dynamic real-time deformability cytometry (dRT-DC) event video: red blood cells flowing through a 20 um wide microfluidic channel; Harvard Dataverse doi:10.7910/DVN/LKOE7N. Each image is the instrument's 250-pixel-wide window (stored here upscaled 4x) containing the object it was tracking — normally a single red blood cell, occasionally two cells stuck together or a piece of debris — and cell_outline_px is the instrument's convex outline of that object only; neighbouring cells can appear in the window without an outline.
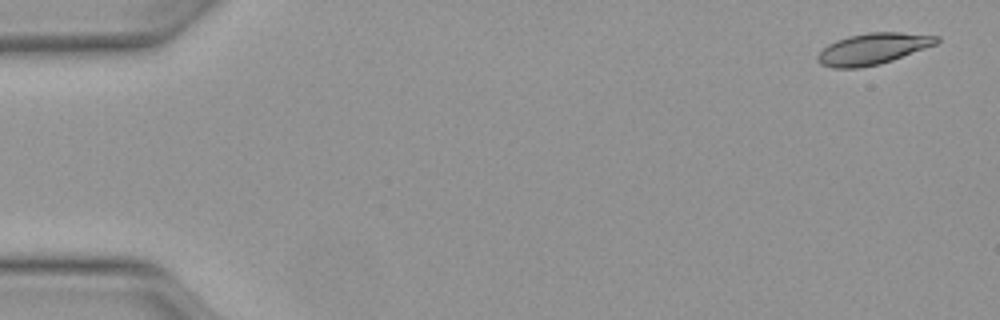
{"species": "Egyptian fruit bat (a non-hibernating species)", "species_latin": "Rousettus aegyptiacus", "temperature_condition": "warm", "stored_images_in_passage": 49, "camera_frame_rate_fps": 3000, "um_per_image_px": 0.085, "animal": {"sex": "female"}, "frame": {"image": 1, "passage_image": 1, "time_ms": 0.0, "image_size_px": [1000, 320], "cell_outline_px": [[940, 40], [936, 44], [892, 60], [880, 64], [860, 68], [832, 68], [820, 64], [816, 60], [816, 56], [828, 44], [836, 40], [848, 36], [868, 32], [900, 32], [940, 36]], "centroid_in_image_um": [74.17, 4.15], "position_along_channel_um": 10.8, "area_um2": 21.73}}
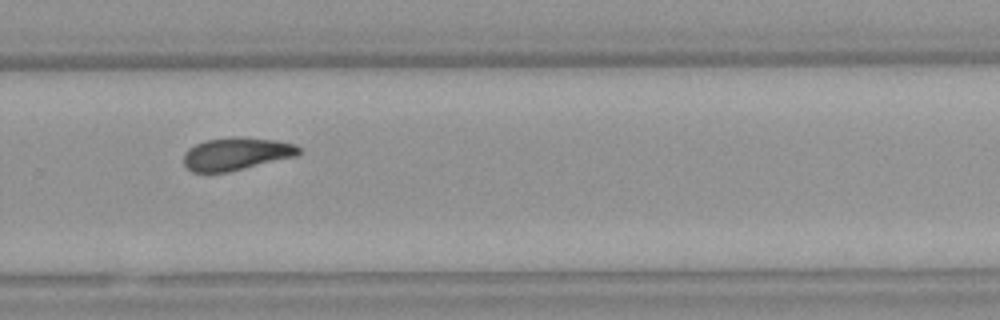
{"frame": {"image": 2, "passage_image": 33, "time_ms": 10.667, "image_size_px": [1000, 320], "cell_outline_px": [[304, 152], [300, 156], [228, 172], [192, 172], [184, 164], [184, 152], [188, 148], [204, 140], [236, 136], [276, 140], [296, 144]], "centroid_in_image_um": [20.15, 13.07], "position_along_channel_um": 309.6, "area_um2": 22.37}}
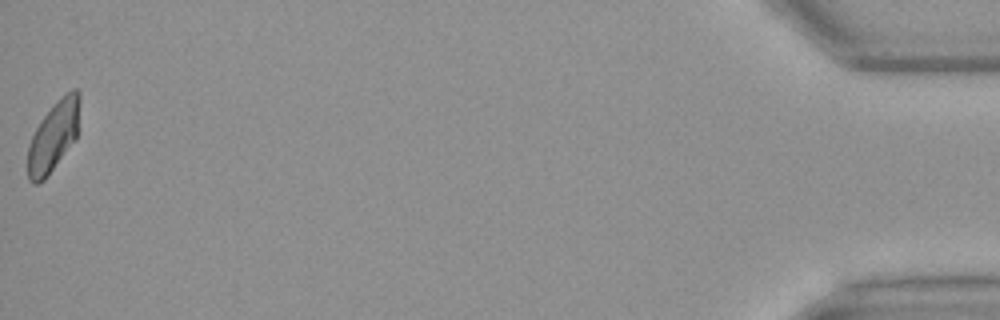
{"frame": {"image": 3, "passage_image": 49, "time_ms": 16.0, "image_size_px": [1000, 320], "cell_outline_px": [[80, 100], [76, 140], [48, 176], [44, 180], [36, 184], [32, 184], [28, 180], [28, 144], [40, 120], [60, 96], [72, 88], [76, 88], [80, 92]], "centroid_in_image_um": [4.56, 11.58], "position_along_channel_um": 430.6, "area_um2": 21.5}, "authors_computed_cell_mechanics": {"area_um2": 22.1374, "velocity_mm_per_s": 4.0998, "shape_relaxation_time_tau1_ms": 7.5008, "shape_relaxation_time_tau2_ms": 6.9976, "deformation_change_tau1": 0.1802, "deformation_change_tau2": 0.1396}}